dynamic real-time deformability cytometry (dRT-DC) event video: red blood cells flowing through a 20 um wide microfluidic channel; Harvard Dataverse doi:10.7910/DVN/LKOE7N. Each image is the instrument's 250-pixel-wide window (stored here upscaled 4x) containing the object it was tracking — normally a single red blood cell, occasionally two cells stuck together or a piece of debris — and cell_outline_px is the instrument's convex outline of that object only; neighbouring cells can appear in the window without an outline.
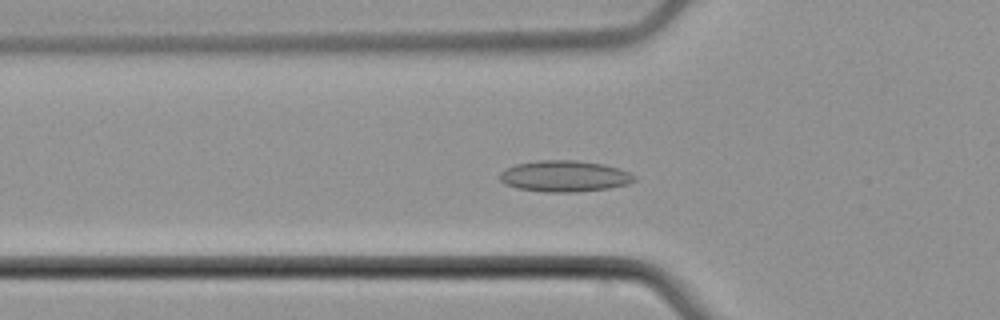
{"species": "common noctule bat (a hibernating species)", "species_latin": "Nyctalus noctula", "temperature_condition": "cold", "stored_images_in_passage": 43, "camera_frame_rate_fps": 3000, "um_per_image_px": 0.085, "animal": {"sex": "male", "body_mass_g": 21.5, "forearm_length_mm": 52.0}, "frame": {"image": 1, "passage_image": 7, "time_ms": 2.0, "image_size_px": [1000, 320], "cell_outline_px": [[636, 180], [628, 184], [608, 188], [576, 192], [544, 192], [516, 188], [504, 184], [500, 180], [500, 172], [504, 168], [516, 164], [536, 160], [576, 160], [604, 164], [620, 168], [636, 176]], "centroid_in_image_um": [47.96, 14.97], "position_along_channel_um": 77.8, "area_um2": 24.74}}
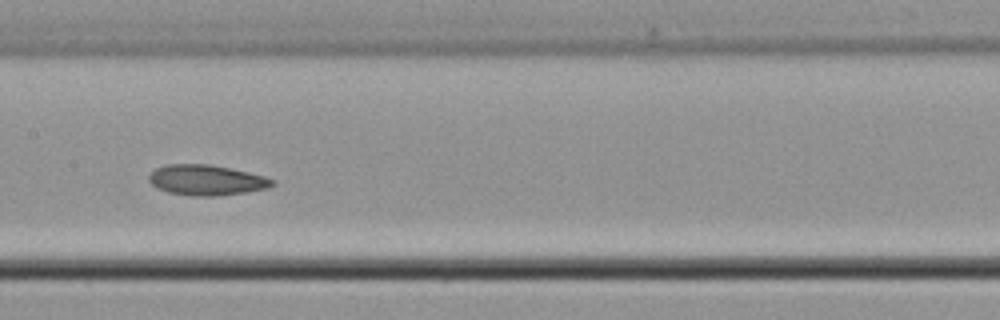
{"frame": {"image": 2, "passage_image": 16, "time_ms": 5.0, "image_size_px": [1000, 320], "cell_outline_px": [[276, 184], [268, 188], [248, 192], [220, 196], [192, 196], [168, 192], [156, 188], [148, 180], [148, 176], [156, 168], [164, 164], [208, 164], [248, 172], [264, 176], [276, 180]], "centroid_in_image_um": [17.56, 15.32], "position_along_channel_um": 189.8, "area_um2": 22.08}}
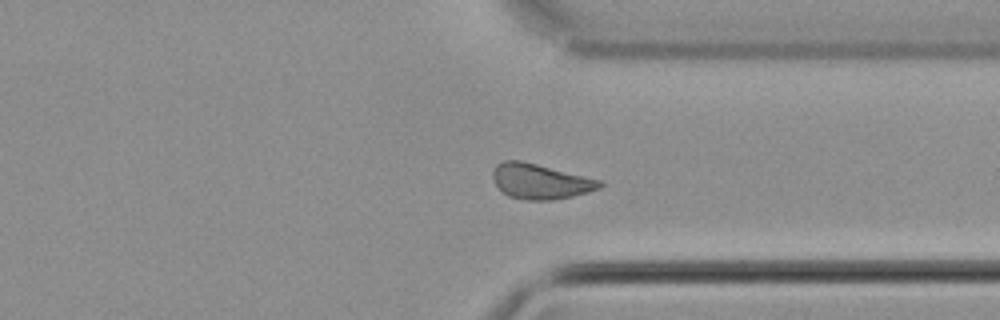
{"frame": {"image": 3, "passage_image": 30, "time_ms": 9.667, "image_size_px": [1000, 320], "cell_outline_px": [[604, 184], [600, 188], [588, 192], [572, 196], [552, 200], [528, 200], [508, 196], [496, 184], [492, 176], [492, 172], [496, 164], [504, 160], [520, 160], [604, 180]], "centroid_in_image_um": [45.96, 15.41], "position_along_channel_um": 365.4, "area_um2": 21.96}, "authors_computed_cell_mechanics": {"area_um2": 21.8484, "velocity_mm_per_s": 3.7492, "shape_relaxation_time_tau1_ms": 11.1744, "shape_relaxation_time_tau2_ms": 2.4852, "deformation_change_tau1": 0.1089, "deformation_change_tau2": 0.0595}}